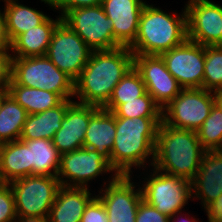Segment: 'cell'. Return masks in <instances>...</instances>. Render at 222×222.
Listing matches in <instances>:
<instances>
[{
	"label": "cell",
	"mask_w": 222,
	"mask_h": 222,
	"mask_svg": "<svg viewBox=\"0 0 222 222\" xmlns=\"http://www.w3.org/2000/svg\"><path fill=\"white\" fill-rule=\"evenodd\" d=\"M134 67L140 73L146 91L162 110L183 89L167 70L161 55L134 54Z\"/></svg>",
	"instance_id": "9a60e30c"
},
{
	"label": "cell",
	"mask_w": 222,
	"mask_h": 222,
	"mask_svg": "<svg viewBox=\"0 0 222 222\" xmlns=\"http://www.w3.org/2000/svg\"><path fill=\"white\" fill-rule=\"evenodd\" d=\"M204 212L207 215L208 222H222V194L209 204Z\"/></svg>",
	"instance_id": "8d00e7d4"
},
{
	"label": "cell",
	"mask_w": 222,
	"mask_h": 222,
	"mask_svg": "<svg viewBox=\"0 0 222 222\" xmlns=\"http://www.w3.org/2000/svg\"><path fill=\"white\" fill-rule=\"evenodd\" d=\"M203 89L215 91L222 88V48L205 46Z\"/></svg>",
	"instance_id": "4dcf8cb0"
},
{
	"label": "cell",
	"mask_w": 222,
	"mask_h": 222,
	"mask_svg": "<svg viewBox=\"0 0 222 222\" xmlns=\"http://www.w3.org/2000/svg\"><path fill=\"white\" fill-rule=\"evenodd\" d=\"M116 133V115L99 108L91 117L83 142V147L94 149L110 164L111 151Z\"/></svg>",
	"instance_id": "ffe728a7"
},
{
	"label": "cell",
	"mask_w": 222,
	"mask_h": 222,
	"mask_svg": "<svg viewBox=\"0 0 222 222\" xmlns=\"http://www.w3.org/2000/svg\"><path fill=\"white\" fill-rule=\"evenodd\" d=\"M213 97H214V105L222 113V88L213 91Z\"/></svg>",
	"instance_id": "60d3db41"
},
{
	"label": "cell",
	"mask_w": 222,
	"mask_h": 222,
	"mask_svg": "<svg viewBox=\"0 0 222 222\" xmlns=\"http://www.w3.org/2000/svg\"><path fill=\"white\" fill-rule=\"evenodd\" d=\"M133 178L134 175H118L97 191L109 222H135L142 193L138 179L134 182Z\"/></svg>",
	"instance_id": "7c38bea8"
},
{
	"label": "cell",
	"mask_w": 222,
	"mask_h": 222,
	"mask_svg": "<svg viewBox=\"0 0 222 222\" xmlns=\"http://www.w3.org/2000/svg\"><path fill=\"white\" fill-rule=\"evenodd\" d=\"M9 85L43 89L59 94L64 100L74 99V81L47 56L13 57Z\"/></svg>",
	"instance_id": "8992f818"
},
{
	"label": "cell",
	"mask_w": 222,
	"mask_h": 222,
	"mask_svg": "<svg viewBox=\"0 0 222 222\" xmlns=\"http://www.w3.org/2000/svg\"><path fill=\"white\" fill-rule=\"evenodd\" d=\"M11 40L7 33L6 17L3 8H0V50H10Z\"/></svg>",
	"instance_id": "74e56055"
},
{
	"label": "cell",
	"mask_w": 222,
	"mask_h": 222,
	"mask_svg": "<svg viewBox=\"0 0 222 222\" xmlns=\"http://www.w3.org/2000/svg\"><path fill=\"white\" fill-rule=\"evenodd\" d=\"M214 106L213 92L203 88L182 89L162 110V121L169 126L197 131Z\"/></svg>",
	"instance_id": "30bf717a"
},
{
	"label": "cell",
	"mask_w": 222,
	"mask_h": 222,
	"mask_svg": "<svg viewBox=\"0 0 222 222\" xmlns=\"http://www.w3.org/2000/svg\"><path fill=\"white\" fill-rule=\"evenodd\" d=\"M161 57L183 89L202 88L205 46L187 39L183 44L163 52Z\"/></svg>",
	"instance_id": "5bb4252c"
},
{
	"label": "cell",
	"mask_w": 222,
	"mask_h": 222,
	"mask_svg": "<svg viewBox=\"0 0 222 222\" xmlns=\"http://www.w3.org/2000/svg\"><path fill=\"white\" fill-rule=\"evenodd\" d=\"M184 211H187V210L179 211V212L175 213L174 215H172L171 217H169V222H198V221H200L199 218L196 219L195 216H193V214H191V213H189L191 215V216H189V214L185 212L186 216H184L185 215L183 213ZM183 218H185V219H183Z\"/></svg>",
	"instance_id": "f35d334b"
},
{
	"label": "cell",
	"mask_w": 222,
	"mask_h": 222,
	"mask_svg": "<svg viewBox=\"0 0 222 222\" xmlns=\"http://www.w3.org/2000/svg\"><path fill=\"white\" fill-rule=\"evenodd\" d=\"M184 6L188 40L221 48L222 5L212 0H188Z\"/></svg>",
	"instance_id": "4fadbf2b"
},
{
	"label": "cell",
	"mask_w": 222,
	"mask_h": 222,
	"mask_svg": "<svg viewBox=\"0 0 222 222\" xmlns=\"http://www.w3.org/2000/svg\"><path fill=\"white\" fill-rule=\"evenodd\" d=\"M161 122L162 117L116 116V133L110 166L118 175H133L138 169L137 172L153 166Z\"/></svg>",
	"instance_id": "6da1fadb"
},
{
	"label": "cell",
	"mask_w": 222,
	"mask_h": 222,
	"mask_svg": "<svg viewBox=\"0 0 222 222\" xmlns=\"http://www.w3.org/2000/svg\"><path fill=\"white\" fill-rule=\"evenodd\" d=\"M139 174L138 179L143 174L138 182L142 199L162 214L171 217L185 210L188 202L192 201L191 181L187 178L165 174L154 167L146 168Z\"/></svg>",
	"instance_id": "5b68a950"
},
{
	"label": "cell",
	"mask_w": 222,
	"mask_h": 222,
	"mask_svg": "<svg viewBox=\"0 0 222 222\" xmlns=\"http://www.w3.org/2000/svg\"><path fill=\"white\" fill-rule=\"evenodd\" d=\"M173 11L169 13L146 2L140 14L136 39L129 47L133 54L161 55L188 39L185 6L179 13Z\"/></svg>",
	"instance_id": "3957f363"
},
{
	"label": "cell",
	"mask_w": 222,
	"mask_h": 222,
	"mask_svg": "<svg viewBox=\"0 0 222 222\" xmlns=\"http://www.w3.org/2000/svg\"><path fill=\"white\" fill-rule=\"evenodd\" d=\"M7 92L26 110L28 115L54 108L64 101L57 93L22 85H9Z\"/></svg>",
	"instance_id": "4316f807"
},
{
	"label": "cell",
	"mask_w": 222,
	"mask_h": 222,
	"mask_svg": "<svg viewBox=\"0 0 222 222\" xmlns=\"http://www.w3.org/2000/svg\"><path fill=\"white\" fill-rule=\"evenodd\" d=\"M196 133L206 151L222 150V113L215 105Z\"/></svg>",
	"instance_id": "f1b7e54d"
},
{
	"label": "cell",
	"mask_w": 222,
	"mask_h": 222,
	"mask_svg": "<svg viewBox=\"0 0 222 222\" xmlns=\"http://www.w3.org/2000/svg\"><path fill=\"white\" fill-rule=\"evenodd\" d=\"M100 107L73 102L65 113L61 128L55 133L53 144L62 155L83 148L90 117Z\"/></svg>",
	"instance_id": "2e32d148"
},
{
	"label": "cell",
	"mask_w": 222,
	"mask_h": 222,
	"mask_svg": "<svg viewBox=\"0 0 222 222\" xmlns=\"http://www.w3.org/2000/svg\"><path fill=\"white\" fill-rule=\"evenodd\" d=\"M92 49L63 21L55 28L46 56L74 82L89 61Z\"/></svg>",
	"instance_id": "8fae6325"
},
{
	"label": "cell",
	"mask_w": 222,
	"mask_h": 222,
	"mask_svg": "<svg viewBox=\"0 0 222 222\" xmlns=\"http://www.w3.org/2000/svg\"><path fill=\"white\" fill-rule=\"evenodd\" d=\"M146 92L142 77L133 66L113 89L108 102L102 108L114 112L125 101L137 100Z\"/></svg>",
	"instance_id": "83f0119b"
},
{
	"label": "cell",
	"mask_w": 222,
	"mask_h": 222,
	"mask_svg": "<svg viewBox=\"0 0 222 222\" xmlns=\"http://www.w3.org/2000/svg\"><path fill=\"white\" fill-rule=\"evenodd\" d=\"M205 152L195 131L175 128L162 121L158 128L152 167L191 181Z\"/></svg>",
	"instance_id": "277c9868"
},
{
	"label": "cell",
	"mask_w": 222,
	"mask_h": 222,
	"mask_svg": "<svg viewBox=\"0 0 222 222\" xmlns=\"http://www.w3.org/2000/svg\"><path fill=\"white\" fill-rule=\"evenodd\" d=\"M17 217H48L61 187L58 177L29 175L9 183Z\"/></svg>",
	"instance_id": "ba28073f"
},
{
	"label": "cell",
	"mask_w": 222,
	"mask_h": 222,
	"mask_svg": "<svg viewBox=\"0 0 222 222\" xmlns=\"http://www.w3.org/2000/svg\"><path fill=\"white\" fill-rule=\"evenodd\" d=\"M147 0H103L102 7L113 25L115 40L130 47L138 32L139 18Z\"/></svg>",
	"instance_id": "e0dca14e"
},
{
	"label": "cell",
	"mask_w": 222,
	"mask_h": 222,
	"mask_svg": "<svg viewBox=\"0 0 222 222\" xmlns=\"http://www.w3.org/2000/svg\"><path fill=\"white\" fill-rule=\"evenodd\" d=\"M27 115L8 92H1L0 144L19 140Z\"/></svg>",
	"instance_id": "484cf974"
},
{
	"label": "cell",
	"mask_w": 222,
	"mask_h": 222,
	"mask_svg": "<svg viewBox=\"0 0 222 222\" xmlns=\"http://www.w3.org/2000/svg\"><path fill=\"white\" fill-rule=\"evenodd\" d=\"M7 33L11 42L20 34L42 24L50 15L19 0H3ZM22 3V4H21Z\"/></svg>",
	"instance_id": "cb8c5ba5"
},
{
	"label": "cell",
	"mask_w": 222,
	"mask_h": 222,
	"mask_svg": "<svg viewBox=\"0 0 222 222\" xmlns=\"http://www.w3.org/2000/svg\"><path fill=\"white\" fill-rule=\"evenodd\" d=\"M192 201L200 200L202 209L222 194V150L206 151L191 180Z\"/></svg>",
	"instance_id": "ac0fdd59"
},
{
	"label": "cell",
	"mask_w": 222,
	"mask_h": 222,
	"mask_svg": "<svg viewBox=\"0 0 222 222\" xmlns=\"http://www.w3.org/2000/svg\"><path fill=\"white\" fill-rule=\"evenodd\" d=\"M41 3L49 6V9L58 12L59 16L63 17L68 11L82 8L94 7L102 5L103 0H39ZM57 10V11H56Z\"/></svg>",
	"instance_id": "d6a6232c"
},
{
	"label": "cell",
	"mask_w": 222,
	"mask_h": 222,
	"mask_svg": "<svg viewBox=\"0 0 222 222\" xmlns=\"http://www.w3.org/2000/svg\"><path fill=\"white\" fill-rule=\"evenodd\" d=\"M134 66L129 47L92 51L89 61L74 82V100L102 108L113 89Z\"/></svg>",
	"instance_id": "7a4b0ae2"
},
{
	"label": "cell",
	"mask_w": 222,
	"mask_h": 222,
	"mask_svg": "<svg viewBox=\"0 0 222 222\" xmlns=\"http://www.w3.org/2000/svg\"><path fill=\"white\" fill-rule=\"evenodd\" d=\"M91 192L88 187L61 186L50 209L49 222H80L86 206L96 196L95 191Z\"/></svg>",
	"instance_id": "d6986e66"
},
{
	"label": "cell",
	"mask_w": 222,
	"mask_h": 222,
	"mask_svg": "<svg viewBox=\"0 0 222 222\" xmlns=\"http://www.w3.org/2000/svg\"><path fill=\"white\" fill-rule=\"evenodd\" d=\"M80 222H109L107 211L97 196L86 206Z\"/></svg>",
	"instance_id": "836d02e7"
},
{
	"label": "cell",
	"mask_w": 222,
	"mask_h": 222,
	"mask_svg": "<svg viewBox=\"0 0 222 222\" xmlns=\"http://www.w3.org/2000/svg\"><path fill=\"white\" fill-rule=\"evenodd\" d=\"M31 175L29 148L15 140L0 145V183H10Z\"/></svg>",
	"instance_id": "603a6c76"
},
{
	"label": "cell",
	"mask_w": 222,
	"mask_h": 222,
	"mask_svg": "<svg viewBox=\"0 0 222 222\" xmlns=\"http://www.w3.org/2000/svg\"><path fill=\"white\" fill-rule=\"evenodd\" d=\"M113 113L120 118L162 117V109L148 92L137 100L125 101Z\"/></svg>",
	"instance_id": "f546056e"
},
{
	"label": "cell",
	"mask_w": 222,
	"mask_h": 222,
	"mask_svg": "<svg viewBox=\"0 0 222 222\" xmlns=\"http://www.w3.org/2000/svg\"><path fill=\"white\" fill-rule=\"evenodd\" d=\"M135 222H169V217L142 199L138 206Z\"/></svg>",
	"instance_id": "e575fe53"
},
{
	"label": "cell",
	"mask_w": 222,
	"mask_h": 222,
	"mask_svg": "<svg viewBox=\"0 0 222 222\" xmlns=\"http://www.w3.org/2000/svg\"><path fill=\"white\" fill-rule=\"evenodd\" d=\"M12 59L10 50H0V92H7L12 81Z\"/></svg>",
	"instance_id": "d590c367"
},
{
	"label": "cell",
	"mask_w": 222,
	"mask_h": 222,
	"mask_svg": "<svg viewBox=\"0 0 222 222\" xmlns=\"http://www.w3.org/2000/svg\"><path fill=\"white\" fill-rule=\"evenodd\" d=\"M56 19L48 17L42 24L18 35L12 42L10 53L12 57L46 56L53 32L62 21L61 16Z\"/></svg>",
	"instance_id": "44dd1931"
},
{
	"label": "cell",
	"mask_w": 222,
	"mask_h": 222,
	"mask_svg": "<svg viewBox=\"0 0 222 222\" xmlns=\"http://www.w3.org/2000/svg\"><path fill=\"white\" fill-rule=\"evenodd\" d=\"M62 21L93 51L122 47L114 38L112 22L102 5L70 10L62 17Z\"/></svg>",
	"instance_id": "9c48e42d"
},
{
	"label": "cell",
	"mask_w": 222,
	"mask_h": 222,
	"mask_svg": "<svg viewBox=\"0 0 222 222\" xmlns=\"http://www.w3.org/2000/svg\"><path fill=\"white\" fill-rule=\"evenodd\" d=\"M29 148L31 175L57 177L61 154L49 139L21 140Z\"/></svg>",
	"instance_id": "d4e9b609"
},
{
	"label": "cell",
	"mask_w": 222,
	"mask_h": 222,
	"mask_svg": "<svg viewBox=\"0 0 222 222\" xmlns=\"http://www.w3.org/2000/svg\"><path fill=\"white\" fill-rule=\"evenodd\" d=\"M15 197L8 183H0V222H15Z\"/></svg>",
	"instance_id": "1f68e13d"
},
{
	"label": "cell",
	"mask_w": 222,
	"mask_h": 222,
	"mask_svg": "<svg viewBox=\"0 0 222 222\" xmlns=\"http://www.w3.org/2000/svg\"><path fill=\"white\" fill-rule=\"evenodd\" d=\"M65 99L60 105L46 111L27 115L19 140L49 139L61 128L67 108L74 102Z\"/></svg>",
	"instance_id": "7402d4cb"
},
{
	"label": "cell",
	"mask_w": 222,
	"mask_h": 222,
	"mask_svg": "<svg viewBox=\"0 0 222 222\" xmlns=\"http://www.w3.org/2000/svg\"><path fill=\"white\" fill-rule=\"evenodd\" d=\"M15 222H49L48 217H17Z\"/></svg>",
	"instance_id": "ab89813d"
},
{
	"label": "cell",
	"mask_w": 222,
	"mask_h": 222,
	"mask_svg": "<svg viewBox=\"0 0 222 222\" xmlns=\"http://www.w3.org/2000/svg\"><path fill=\"white\" fill-rule=\"evenodd\" d=\"M103 174L107 176L109 174V178L104 179ZM100 176L104 180L100 185L102 188L112 182L118 174L94 149L83 147L61 155L57 175L61 186L90 188L91 182L96 181Z\"/></svg>",
	"instance_id": "52a82bcc"
}]
</instances>
